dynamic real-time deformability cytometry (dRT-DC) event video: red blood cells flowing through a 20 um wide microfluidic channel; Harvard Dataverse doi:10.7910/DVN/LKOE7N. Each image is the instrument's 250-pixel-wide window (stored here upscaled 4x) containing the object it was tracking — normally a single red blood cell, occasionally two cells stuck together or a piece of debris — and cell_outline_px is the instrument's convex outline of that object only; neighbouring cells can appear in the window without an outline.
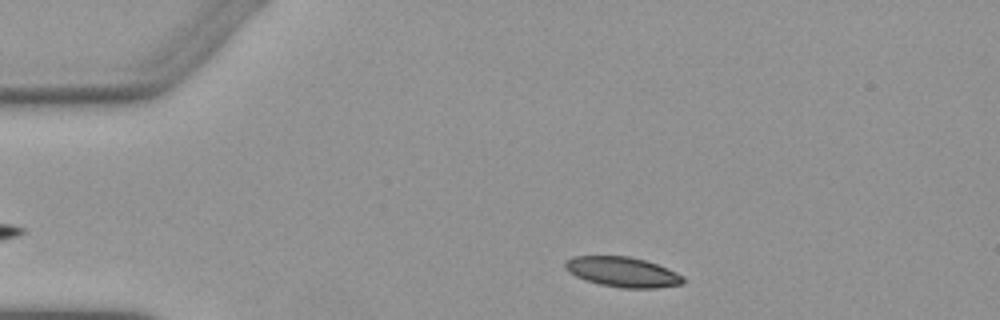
{"species": "Egyptian fruit bat (a non-hibernating species)", "species_latin": "Rousettus aegyptiacus", "temperature_condition": "warm", "stored_images_in_passage": 3, "camera_frame_rate_fps": 3000, "um_per_image_px": 0.085, "animal": {"sex": "female"}, "frame": {"image": 1, "passage_image": 1, "time_ms": 0.0, "image_size_px": [1000, 320], "cell_outline_px": [[684, 284], [656, 288], [624, 288], [600, 284], [576, 276], [568, 272], [564, 268], [564, 260], [572, 256], [628, 256], [644, 260], [668, 268], [684, 276]], "centroid_in_image_um": [52.91, 23.11], "position_along_channel_um": 32.1, "area_um2": 20.69}}
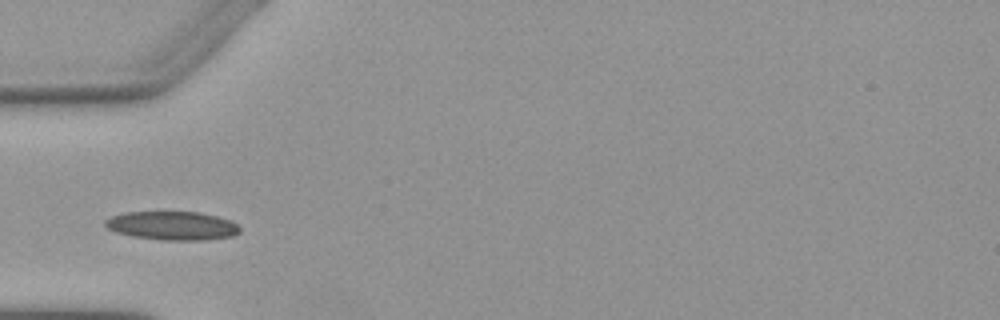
{"frame": {"image": 2, "passage_image": 3, "time_ms": 2.333, "image_size_px": [1000, 320], "cell_outline_px": [[240, 232], [232, 236], [204, 240], [164, 240], [132, 236], [116, 232], [108, 228], [104, 224], [104, 220], [112, 216], [124, 212], [200, 212], [232, 220], [240, 228]], "centroid_in_image_um": [14.65, 19.18], "position_along_channel_um": 70.3, "area_um2": 22.48}}